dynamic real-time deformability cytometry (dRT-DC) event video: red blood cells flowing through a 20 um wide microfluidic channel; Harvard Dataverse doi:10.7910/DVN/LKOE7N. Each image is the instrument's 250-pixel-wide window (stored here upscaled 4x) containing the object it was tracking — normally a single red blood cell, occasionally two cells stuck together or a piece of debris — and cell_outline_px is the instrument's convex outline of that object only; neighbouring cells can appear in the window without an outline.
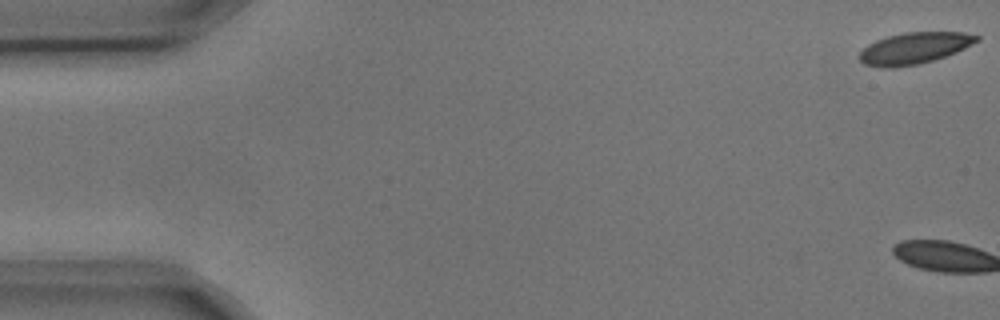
{"species": "common noctule bat (a hibernating species)", "species_latin": "Nyctalus noctula", "temperature_condition": "cold", "stored_images_in_passage": 6, "camera_frame_rate_fps": 3000, "um_per_image_px": 0.085, "animal": {"sex": "male", "body_mass_g": 17.9, "forearm_length_mm": 54.2}, "frame": {"image": 1, "passage_image": 1, "time_ms": 0.0, "image_size_px": [1000, 320], "cell_outline_px": [[980, 40], [956, 52], [920, 64], [896, 68], [880, 68], [864, 64], [860, 60], [860, 52], [868, 44], [876, 40], [888, 36], [904, 32], [964, 32], [980, 36]], "centroid_in_image_um": [77.71, 4.1], "position_along_channel_um": 7.3, "area_um2": 21.56}}
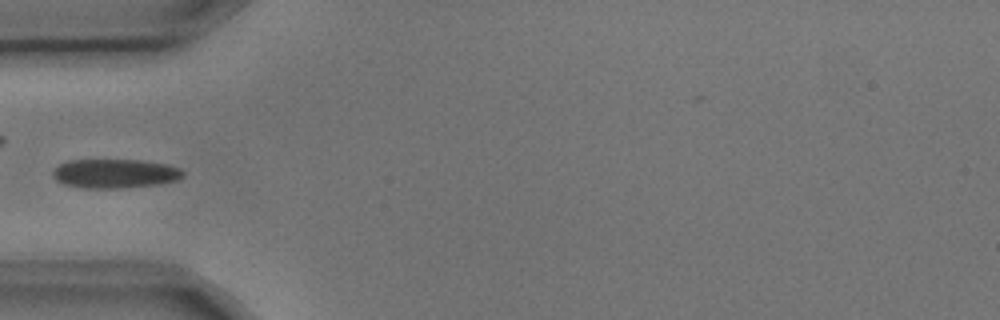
{"frame": {"image": 2, "passage_image": 6, "time_ms": 1.667, "image_size_px": [1000, 320], "cell_outline_px": [[184, 176], [180, 180], [156, 184], [120, 188], [80, 188], [64, 184], [56, 180], [52, 176], [52, 172], [60, 164], [68, 160], [140, 160], [168, 164], [180, 168], [184, 172]], "centroid_in_image_um": [9.78, 14.75], "position_along_channel_um": 75.2, "area_um2": 22.2}}